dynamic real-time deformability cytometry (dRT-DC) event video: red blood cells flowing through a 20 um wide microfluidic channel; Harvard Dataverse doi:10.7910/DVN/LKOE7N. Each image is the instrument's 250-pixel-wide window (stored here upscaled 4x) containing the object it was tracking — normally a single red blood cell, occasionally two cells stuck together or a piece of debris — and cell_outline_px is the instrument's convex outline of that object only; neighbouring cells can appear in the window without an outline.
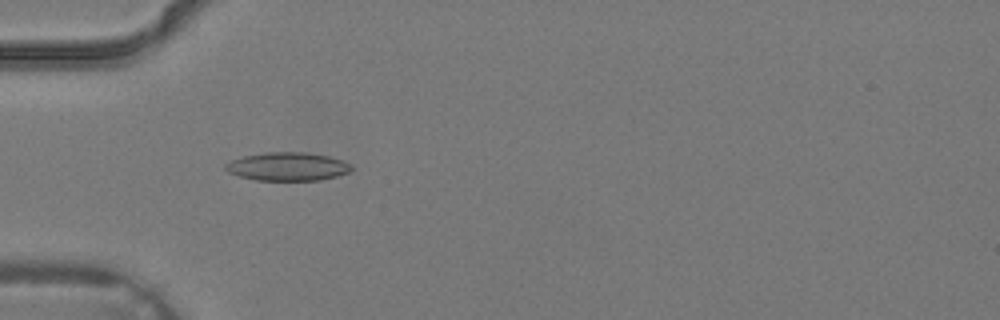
{"species": "common noctule bat (a hibernating species)", "species_latin": "Nyctalus noctula", "temperature_condition": "warm", "stored_images_in_passage": 3, "camera_frame_rate_fps": 3000, "um_per_image_px": 0.085, "animal": {"sex": "male", "body_mass_g": 19.2, "forearm_length_mm": 51.8}, "frame": {"image": 1, "passage_image": 2, "time_ms": 0.333, "image_size_px": [1000, 320], "cell_outline_px": [[352, 168], [348, 172], [336, 176], [320, 180], [256, 180], [240, 176], [228, 172], [224, 168], [224, 164], [232, 160], [244, 156], [268, 152], [304, 152], [328, 156], [344, 160], [352, 164]], "centroid_in_image_um": [24.45, 14.15], "position_along_channel_um": 60.5, "area_um2": 20.75}}
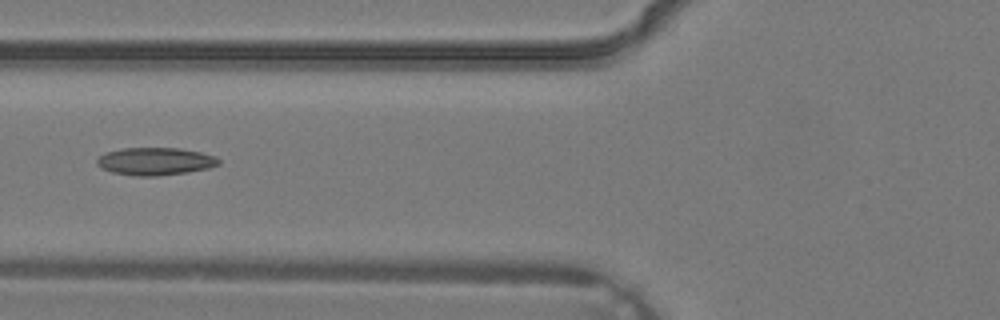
{"frame": {"image": 2, "passage_image": 3, "time_ms": 0.667, "image_size_px": [1000, 320], "cell_outline_px": [[220, 164], [208, 168], [188, 172], [156, 176], [136, 176], [112, 172], [100, 168], [96, 164], [96, 160], [104, 152], [124, 148], [180, 148], [200, 152], [216, 156], [220, 160]], "centroid_in_image_um": [13.18, 13.71], "position_along_channel_um": 112.6, "area_um2": 19.71}}